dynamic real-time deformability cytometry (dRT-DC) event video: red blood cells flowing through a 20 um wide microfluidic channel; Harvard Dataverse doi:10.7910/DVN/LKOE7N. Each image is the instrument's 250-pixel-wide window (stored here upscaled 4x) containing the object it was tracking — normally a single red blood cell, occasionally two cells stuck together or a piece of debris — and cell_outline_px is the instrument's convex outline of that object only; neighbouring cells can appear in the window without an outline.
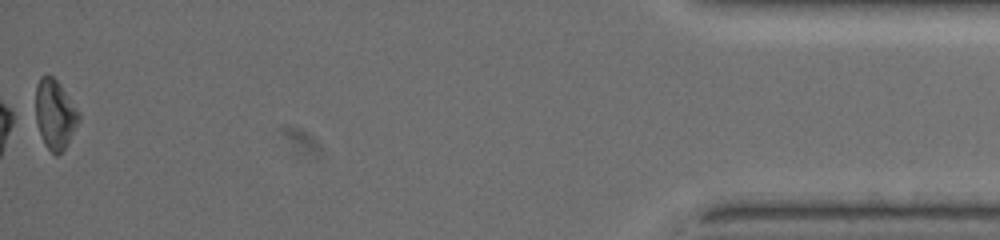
{"species": "common noctule bat (a hibernating species)", "species_latin": "Nyctalus noctula", "temperature_condition": "warm", "stored_images_in_passage": 47, "segment_of_instrument_passage": [2, 2], "camera_frame_rate_fps": 3000, "um_per_image_px": 0.085, "animal": {"sex": "female", "body_mass_g": 19.5, "forearm_length_mm": 54.1}, "frame": {"image": 1, "passage_image": 47, "time_ms": 15.333, "image_size_px": [1000, 240], "cell_outline_px": [[80, 120], [68, 144], [56, 156], [44, 144], [36, 124], [36, 84], [40, 76], [52, 76], [56, 80], [80, 112]], "centroid_in_image_um": [4.67, 9.73], "position_along_channel_um": 430.5, "area_um2": 17.4}}